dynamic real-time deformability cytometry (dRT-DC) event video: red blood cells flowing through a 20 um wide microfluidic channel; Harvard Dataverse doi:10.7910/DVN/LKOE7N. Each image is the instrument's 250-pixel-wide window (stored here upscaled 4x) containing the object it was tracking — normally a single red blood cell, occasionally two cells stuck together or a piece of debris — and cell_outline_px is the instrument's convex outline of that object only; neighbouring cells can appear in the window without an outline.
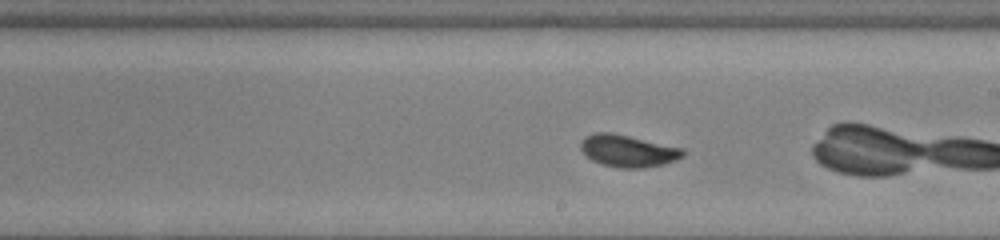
{"species": "common noctule bat (a hibernating species)", "species_latin": "Nyctalus noctula", "temperature_condition": "room temperature", "stored_images_in_passage": 37, "camera_frame_rate_fps": 3000, "um_per_image_px": 0.085, "animal": {"sex": "female", "body_mass_g": 22.0, "forearm_length_mm": 56.7}, "frame": {"image": 1, "passage_image": 16, "time_ms": 5.0, "image_size_px": [1000, 240], "cell_outline_px": [[684, 156], [676, 160], [664, 164], [644, 168], [620, 168], [600, 164], [592, 160], [580, 148], [580, 144], [584, 136], [596, 132], [612, 132], [684, 148]], "centroid_in_image_um": [53.39, 12.82], "position_along_channel_um": 235.6, "area_um2": 19.25}, "authors_computed_cell_mechanics": {"area_um2": 18.5538, "velocity_mm_per_s": 3.8451, "shape_relaxation_time_tau1_ms": 10.238, "shape_relaxation_time_tau2_ms": null, "deformation_change_tau1": 0.2641, "deformation_change_tau2": null}}